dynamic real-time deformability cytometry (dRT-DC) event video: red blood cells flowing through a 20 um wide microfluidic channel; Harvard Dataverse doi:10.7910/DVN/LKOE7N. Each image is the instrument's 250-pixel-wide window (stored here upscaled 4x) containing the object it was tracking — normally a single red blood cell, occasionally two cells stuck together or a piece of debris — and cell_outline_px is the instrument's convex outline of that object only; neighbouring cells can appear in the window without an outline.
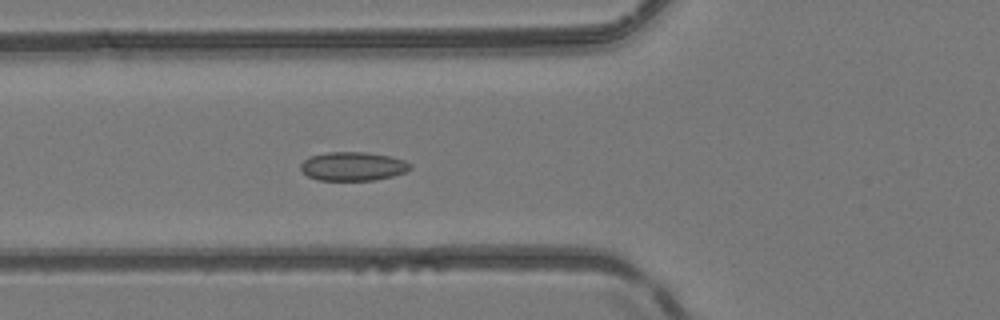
{"species": "common noctule bat (a hibernating species)", "species_latin": "Nyctalus noctula", "temperature_condition": "room temperature", "stored_images_in_passage": 51, "camera_frame_rate_fps": 3000, "um_per_image_px": 0.085, "animal": {"sex": "female", "body_mass_g": 24.6, "forearm_length_mm": 56.2}, "frame": {"image": 1, "passage_image": 20, "time_ms": 6.333, "image_size_px": [1000, 320], "cell_outline_px": [[412, 168], [404, 172], [392, 176], [376, 180], [316, 180], [308, 176], [300, 168], [300, 164], [308, 156], [324, 152], [368, 152], [388, 156], [404, 160], [412, 164]], "centroid_in_image_um": [29.98, 14.13], "position_along_channel_um": 95.8, "area_um2": 18.5}}
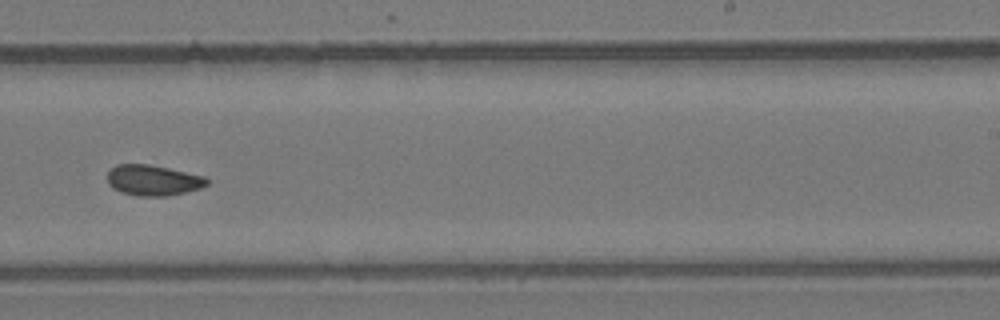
{"frame": {"image": 2, "passage_image": 33, "time_ms": 10.667, "image_size_px": [1000, 320], "cell_outline_px": [[208, 184], [200, 188], [168, 196], [136, 196], [120, 192], [112, 188], [108, 184], [108, 172], [116, 164], [148, 164], [168, 168], [204, 176], [208, 180]], "centroid_in_image_um": [12.98, 15.33], "position_along_channel_um": 276.0, "area_um2": 17.74}}
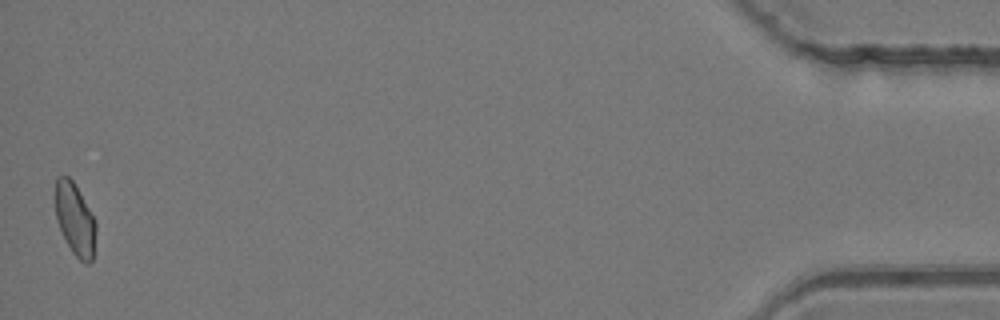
{"frame": {"image": 3, "passage_image": 51, "time_ms": 16.667, "image_size_px": [1000, 320], "cell_outline_px": [[96, 232], [92, 260], [88, 264], [84, 264], [72, 252], [56, 220], [56, 176], [68, 176], [72, 180], [96, 220]], "centroid_in_image_um": [6.39, 18.66], "position_along_channel_um": 428.8, "area_um2": 16.88}, "authors_computed_cell_mechanics": {"area_um2": 17.8602, "velocity_mm_per_s": 4.1508, "shape_relaxation_time_tau1_ms": null, "shape_relaxation_time_tau2_ms": 5.0424, "deformation_change_tau1": null, "deformation_change_tau2": 0.0897}}